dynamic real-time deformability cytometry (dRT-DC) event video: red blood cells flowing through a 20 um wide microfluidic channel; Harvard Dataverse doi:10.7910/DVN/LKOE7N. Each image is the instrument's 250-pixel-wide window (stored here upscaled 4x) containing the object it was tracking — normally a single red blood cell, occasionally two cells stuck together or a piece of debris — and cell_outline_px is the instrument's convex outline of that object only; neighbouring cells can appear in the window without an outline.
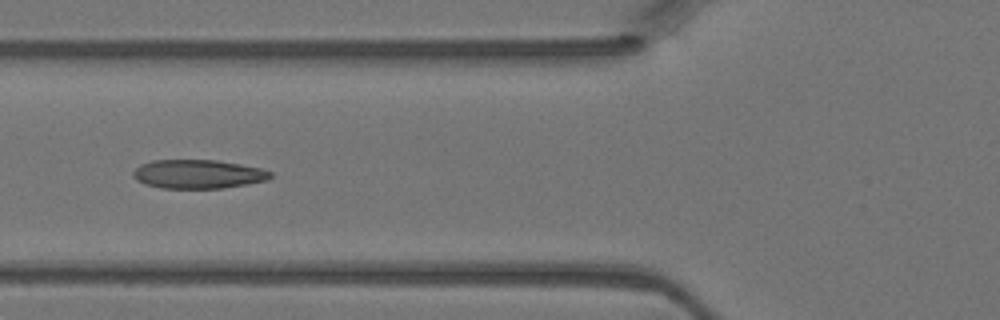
{"species": "Egyptian fruit bat (a non-hibernating species)", "species_latin": "Rousettus aegyptiacus", "temperature_condition": "warm", "stored_images_in_passage": 3, "camera_frame_rate_fps": 3000, "um_per_image_px": 0.085, "animal": {"sex": "female"}, "frame": {"image": 1, "passage_image": 3, "time_ms": 0.667, "image_size_px": [1000, 320], "cell_outline_px": [[272, 176], [268, 180], [248, 184], [220, 188], [160, 188], [144, 184], [136, 180], [132, 176], [132, 172], [140, 164], [152, 160], [216, 160], [240, 164], [260, 168], [272, 172]], "centroid_in_image_um": [16.81, 14.8], "position_along_channel_um": 109.0, "area_um2": 23.18}}